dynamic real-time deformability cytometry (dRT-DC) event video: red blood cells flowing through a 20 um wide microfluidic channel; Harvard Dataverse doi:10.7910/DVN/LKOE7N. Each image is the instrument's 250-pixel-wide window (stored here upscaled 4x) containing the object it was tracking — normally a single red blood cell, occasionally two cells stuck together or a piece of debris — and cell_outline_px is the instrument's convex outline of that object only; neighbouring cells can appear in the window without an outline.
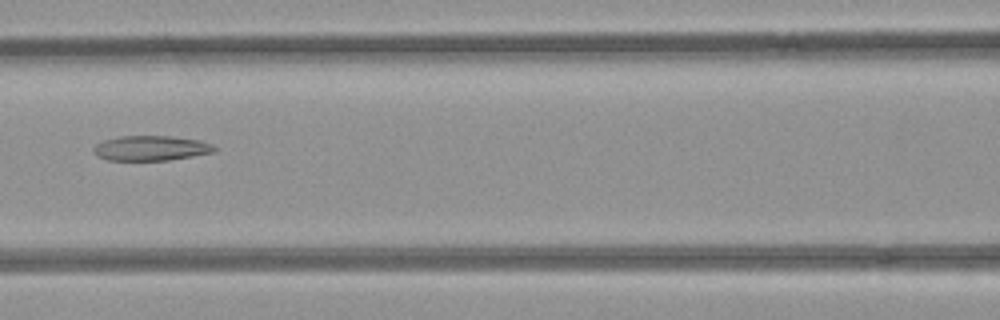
{"species": "common noctule bat (a hibernating species)", "species_latin": "Nyctalus noctula", "temperature_condition": "room temperature", "stored_images_in_passage": 7, "camera_frame_rate_fps": 3000, "um_per_image_px": 0.085, "animal": {"sex": "female", "body_mass_g": 21.9}, "frame": {"image": 1, "passage_image": 7, "time_ms": 2.0, "image_size_px": [1000, 320], "cell_outline_px": [[216, 152], [168, 160], [108, 160], [96, 156], [92, 152], [92, 148], [96, 144], [104, 140], [120, 136], [172, 136], [200, 140], [212, 144], [216, 148]], "centroid_in_image_um": [12.82, 12.59], "position_along_channel_um": 153.8, "area_um2": 17.69}}